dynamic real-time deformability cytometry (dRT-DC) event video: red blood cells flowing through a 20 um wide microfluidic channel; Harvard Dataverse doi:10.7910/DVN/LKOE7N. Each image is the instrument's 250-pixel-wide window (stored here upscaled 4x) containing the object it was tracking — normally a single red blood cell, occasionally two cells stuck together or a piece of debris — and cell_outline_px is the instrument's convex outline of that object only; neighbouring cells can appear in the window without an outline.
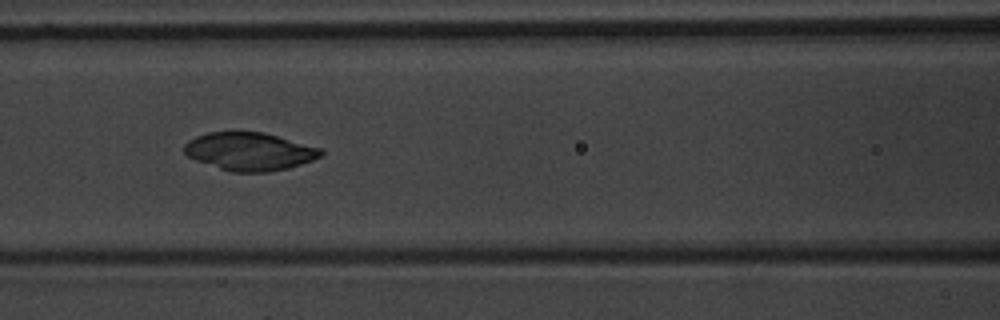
{"species": "common noctule bat (a hibernating species)", "species_latin": "Nyctalus noctula", "temperature_condition": "warm", "stored_images_in_passage": 6, "camera_frame_rate_fps": 3000, "um_per_image_px": 0.085, "animal": {"sex": "male", "body_mass_g": 20.1, "forearm_length_mm": 53.5}, "frame": {"image": 1, "passage_image": 6, "time_ms": 6.0, "image_size_px": [1000, 320], "cell_outline_px": [[324, 152], [320, 156], [312, 160], [288, 168], [268, 172], [232, 172], [196, 160], [188, 156], [184, 152], [184, 144], [188, 140], [196, 136], [208, 132], [264, 132], [324, 148]], "centroid_in_image_um": [21.24, 12.86], "position_along_channel_um": 145.4, "area_um2": 30.29}}